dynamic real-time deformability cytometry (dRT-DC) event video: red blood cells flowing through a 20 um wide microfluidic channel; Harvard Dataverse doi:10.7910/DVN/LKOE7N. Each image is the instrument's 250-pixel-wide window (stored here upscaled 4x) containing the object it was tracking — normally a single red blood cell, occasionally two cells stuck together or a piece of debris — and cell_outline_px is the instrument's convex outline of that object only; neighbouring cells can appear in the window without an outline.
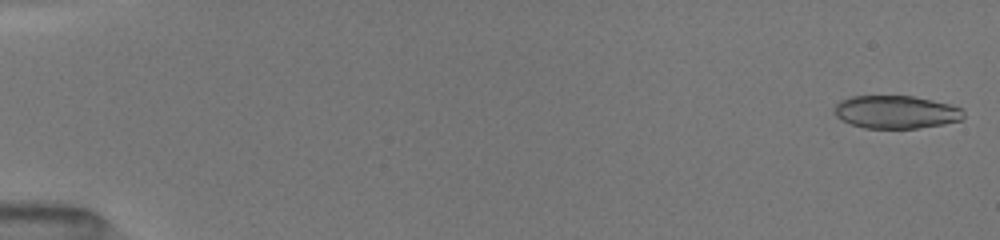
{"species": "common noctule bat (a hibernating species)", "species_latin": "Nyctalus noctula", "temperature_condition": "room temperature", "stored_images_in_passage": 24, "segment_of_instrument_passage": [1, 2], "camera_frame_rate_fps": 3000, "um_per_image_px": 0.085, "animal": {"sex": "female", "body_mass_g": 19.5, "forearm_length_mm": 54.1}, "frame": {"image": 1, "passage_image": 1, "time_ms": 0.0, "image_size_px": [1000, 240], "cell_outline_px": [[964, 116], [960, 120], [944, 124], [916, 128], [864, 128], [852, 124], [836, 116], [832, 108], [840, 100], [848, 96], [912, 96], [932, 100], [948, 104], [960, 108], [964, 112]], "centroid_in_image_um": [76.12, 9.51], "position_along_channel_um": 8.9, "area_um2": 24.74}}
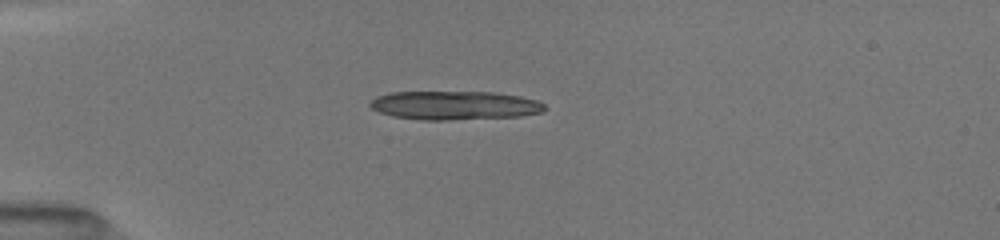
{"frame": {"image": 2, "passage_image": 8, "time_ms": 4.333, "image_size_px": [1000, 240], "cell_outline_px": [[544, 112], [520, 116], [448, 120], [424, 120], [392, 116], [380, 112], [372, 108], [368, 104], [376, 96], [392, 92], [496, 92], [520, 96], [536, 100], [544, 104]], "centroid_in_image_um": [38.64, 8.95], "position_along_channel_um": 46.4, "area_um2": 29.25}}